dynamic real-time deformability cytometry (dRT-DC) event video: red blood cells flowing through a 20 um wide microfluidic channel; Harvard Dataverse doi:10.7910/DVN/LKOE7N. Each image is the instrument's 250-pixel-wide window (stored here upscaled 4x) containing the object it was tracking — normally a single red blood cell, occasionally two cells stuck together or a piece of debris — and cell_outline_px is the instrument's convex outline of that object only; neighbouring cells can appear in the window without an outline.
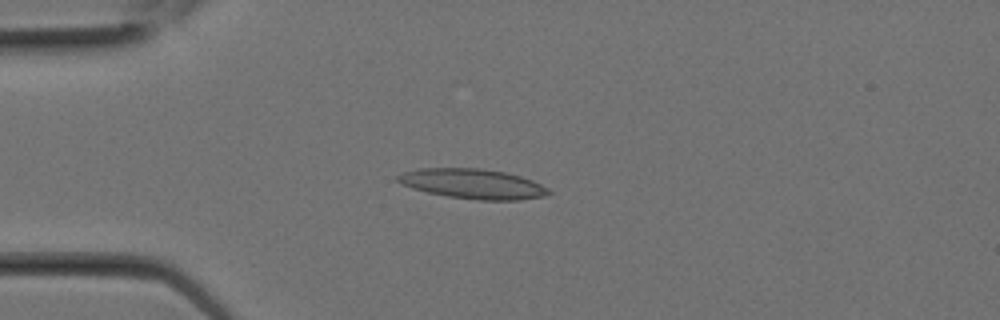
{"species": "Egyptian fruit bat (a non-hibernating species)", "species_latin": "Rousettus aegyptiacus", "temperature_condition": "room temperature", "stored_images_in_passage": 2, "camera_frame_rate_fps": 3000, "um_per_image_px": 0.085, "animal": {"sex": "female"}, "frame": {"image": 1, "passage_image": 2, "time_ms": 0.333, "image_size_px": [1000, 320], "cell_outline_px": [[552, 192], [544, 196], [520, 200], [480, 200], [448, 196], [428, 192], [412, 188], [396, 180], [396, 176], [404, 172], [420, 168], [480, 168], [504, 172], [520, 176], [532, 180], [548, 188]], "centroid_in_image_um": [40.21, 15.62], "position_along_channel_um": 44.8, "area_um2": 26.07}}